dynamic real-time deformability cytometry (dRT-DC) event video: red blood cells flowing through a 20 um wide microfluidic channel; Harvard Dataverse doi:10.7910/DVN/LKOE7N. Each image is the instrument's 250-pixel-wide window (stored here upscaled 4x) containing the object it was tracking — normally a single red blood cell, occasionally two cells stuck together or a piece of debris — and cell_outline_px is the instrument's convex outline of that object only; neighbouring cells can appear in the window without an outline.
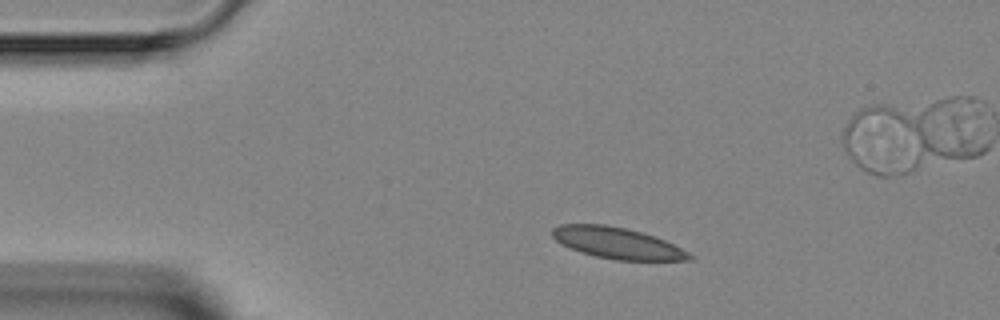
{"species": "Egyptian fruit bat (a non-hibernating species)", "species_latin": "Rousettus aegyptiacus", "temperature_condition": "room temperature", "stored_images_in_passage": 3, "camera_frame_rate_fps": 3000, "um_per_image_px": 0.085, "animal": {"sex": "female"}, "frame": {"image": 1, "passage_image": 1, "time_ms": 0.0, "image_size_px": [1000, 320], "cell_outline_px": [[696, 256], [692, 260], [616, 260], [596, 256], [580, 252], [560, 244], [552, 236], [552, 228], [560, 224], [604, 224], [624, 228], [640, 232], [664, 240]], "centroid_in_image_um": [52.44, 20.66], "position_along_channel_um": 32.6, "area_um2": 24.8}}